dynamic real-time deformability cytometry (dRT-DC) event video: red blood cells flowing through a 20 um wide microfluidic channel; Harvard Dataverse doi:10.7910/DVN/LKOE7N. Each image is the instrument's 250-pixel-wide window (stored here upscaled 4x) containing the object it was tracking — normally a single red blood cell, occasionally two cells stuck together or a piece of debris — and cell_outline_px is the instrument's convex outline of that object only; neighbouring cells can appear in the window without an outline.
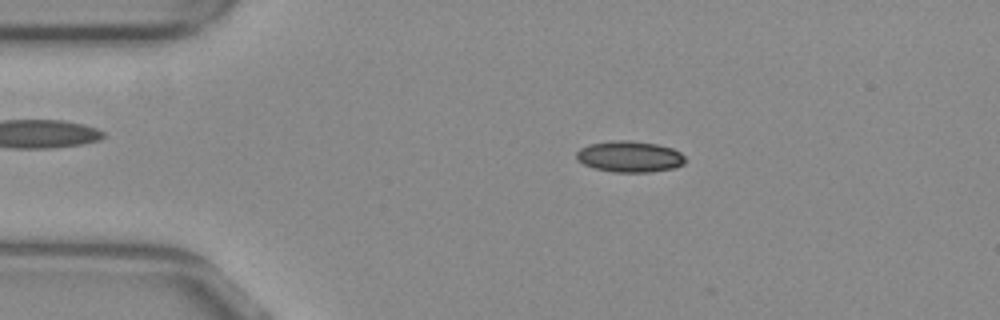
{"species": "common noctule bat (a hibernating species)", "species_latin": "Nyctalus noctula", "temperature_condition": "warm", "stored_images_in_passage": 37, "camera_frame_rate_fps": 3000, "um_per_image_px": 0.085, "animal": {"sex": "female", "body_mass_g": 29.2, "forearm_length_mm": 56.3}, "frame": {"image": 1, "passage_image": 4, "time_ms": 1.0, "image_size_px": [1000, 320], "cell_outline_px": [[684, 164], [676, 168], [652, 172], [612, 172], [592, 168], [576, 160], [576, 152], [580, 148], [588, 144], [612, 140], [628, 140], [656, 144], [672, 148], [680, 152], [684, 156]], "centroid_in_image_um": [53.49, 13.32], "position_along_channel_um": 31.5, "area_um2": 20.0}}
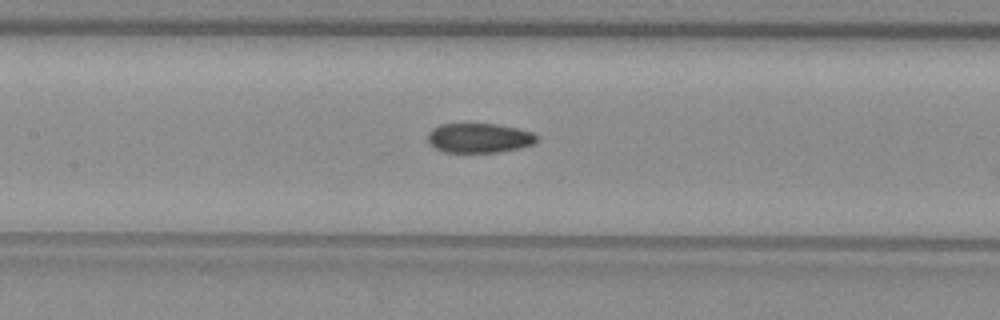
{"frame": {"image": 2, "passage_image": 18, "time_ms": 5.667, "image_size_px": [1000, 320], "cell_outline_px": [[540, 140], [536, 144], [520, 148], [496, 152], [444, 152], [428, 144], [428, 132], [432, 128], [440, 124], [496, 124], [516, 128], [532, 132]], "centroid_in_image_um": [40.74, 11.73], "position_along_channel_um": 166.7, "area_um2": 18.9}}
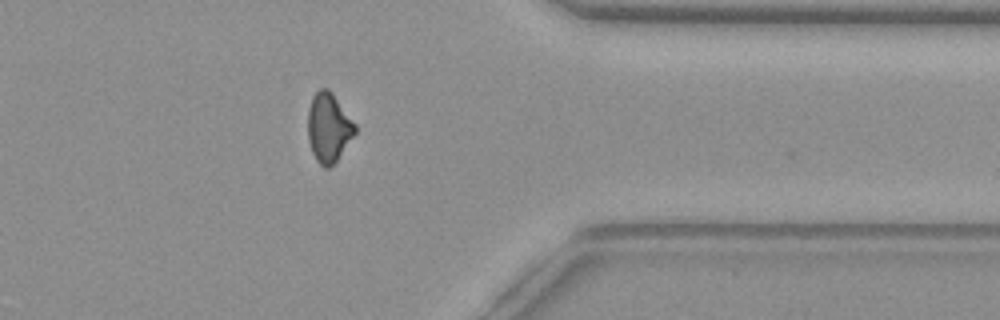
{"frame": {"image": 3, "passage_image": 36, "time_ms": 11.667, "image_size_px": [1000, 320], "cell_outline_px": [[356, 132], [336, 160], [328, 168], [324, 168], [316, 160], [312, 152], [308, 140], [308, 108], [312, 96], [320, 88], [328, 88], [332, 92], [356, 124]], "centroid_in_image_um": [27.92, 10.82], "position_along_channel_um": 383.5, "area_um2": 18.96}}